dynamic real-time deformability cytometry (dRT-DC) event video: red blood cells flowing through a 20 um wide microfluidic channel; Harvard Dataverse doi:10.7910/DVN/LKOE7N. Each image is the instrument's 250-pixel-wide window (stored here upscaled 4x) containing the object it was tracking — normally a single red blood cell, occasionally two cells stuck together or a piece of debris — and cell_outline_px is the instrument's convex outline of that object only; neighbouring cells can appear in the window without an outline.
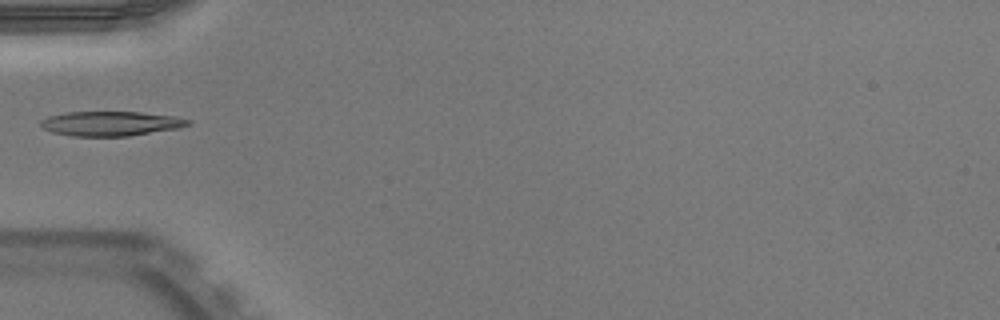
{"species": "Egyptian fruit bat (a non-hibernating species)", "species_latin": "Rousettus aegyptiacus", "temperature_condition": "warm", "stored_images_in_passage": 5, "camera_frame_rate_fps": 3000, "um_per_image_px": 0.085, "animal": {"sex": "male"}, "frame": {"image": 1, "passage_image": 1, "time_ms": 0.0, "image_size_px": [1000, 320], "cell_outline_px": [[192, 124], [180, 128], [128, 136], [72, 136], [52, 132], [44, 128], [40, 124], [40, 120], [48, 116], [64, 112], [140, 112], [172, 116], [192, 120]], "centroid_in_image_um": [9.42, 10.5], "position_along_channel_um": 75.6, "area_um2": 21.15}}